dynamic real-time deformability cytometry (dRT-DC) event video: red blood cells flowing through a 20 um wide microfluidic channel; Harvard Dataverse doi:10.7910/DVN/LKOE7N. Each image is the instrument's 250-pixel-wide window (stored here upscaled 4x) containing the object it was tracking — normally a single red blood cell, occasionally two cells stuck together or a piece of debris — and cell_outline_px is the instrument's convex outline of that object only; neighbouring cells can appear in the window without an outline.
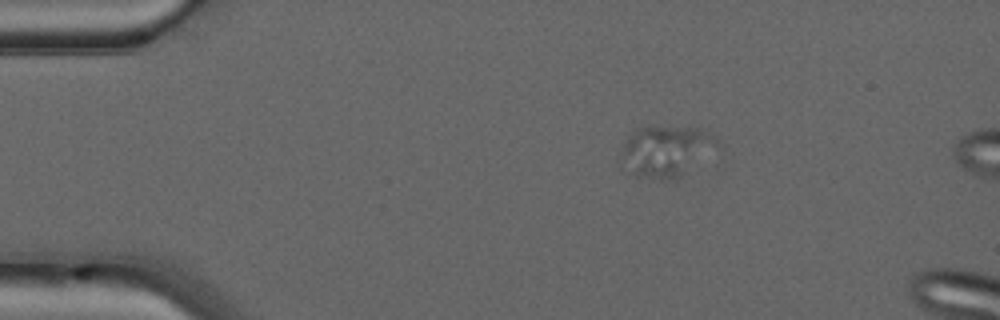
{"species": "common noctule bat (a hibernating species)", "species_latin": "Nyctalus noctula", "temperature_condition": "warm", "stored_images_in_passage": 15, "segment_of_instrument_passage": [1, 2], "camera_frame_rate_fps": 3000, "um_per_image_px": 0.085, "animal": {"sex": "male", "forearm_length_mm": 52.5}, "frame": {"image": 1, "passage_image": 11, "time_ms": 3.333, "image_size_px": [1000, 320], "cell_outline_px": [[724, 148], [676, 180], [660, 180], [636, 176], [620, 168], [620, 152], [628, 136], [636, 128], [696, 128], [716, 136], [720, 140]], "centroid_in_image_um": [56.69, 12.91], "position_along_channel_um": 28.3, "area_um2": 29.77}}